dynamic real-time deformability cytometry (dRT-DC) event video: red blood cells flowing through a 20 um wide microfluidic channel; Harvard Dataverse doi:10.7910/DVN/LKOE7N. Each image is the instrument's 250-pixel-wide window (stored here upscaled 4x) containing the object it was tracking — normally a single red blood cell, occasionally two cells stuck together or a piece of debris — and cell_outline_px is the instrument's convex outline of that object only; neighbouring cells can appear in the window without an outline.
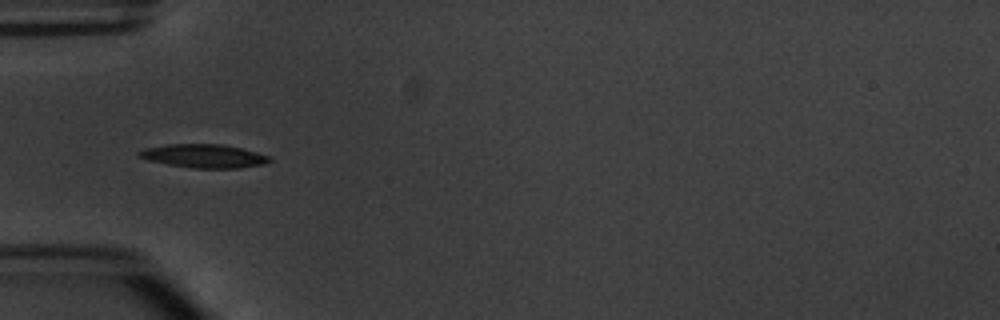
{"species": "common noctule bat (a hibernating species)", "species_latin": "Nyctalus noctula", "temperature_condition": "warm", "stored_images_in_passage": 8, "camera_frame_rate_fps": 3000, "um_per_image_px": 0.085, "animal": {"sex": "male", "body_mass_g": 20.1, "forearm_length_mm": 53.5}, "frame": {"image": 1, "passage_image": 5, "time_ms": 5.333, "image_size_px": [1000, 320], "cell_outline_px": [[272, 160], [264, 164], [240, 168], [192, 168], [168, 164], [148, 160], [136, 156], [136, 152], [144, 148], [168, 144], [220, 144], [240, 148], [256, 152], [268, 156]], "centroid_in_image_um": [17.28, 13.26], "position_along_channel_um": 67.7, "area_um2": 17.86}}
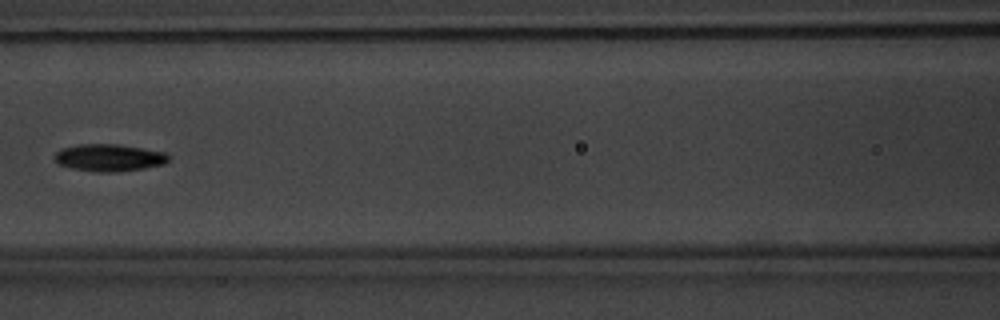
{"frame": {"image": 2, "passage_image": 7, "time_ms": 7.667, "image_size_px": [1000, 320], "cell_outline_px": [[168, 160], [164, 164], [144, 168], [116, 172], [96, 172], [72, 168], [56, 164], [56, 152], [64, 148], [80, 144], [116, 144], [164, 152], [168, 156]], "centroid_in_image_um": [9.26, 13.41], "position_along_channel_um": 157.3, "area_um2": 17.8}}
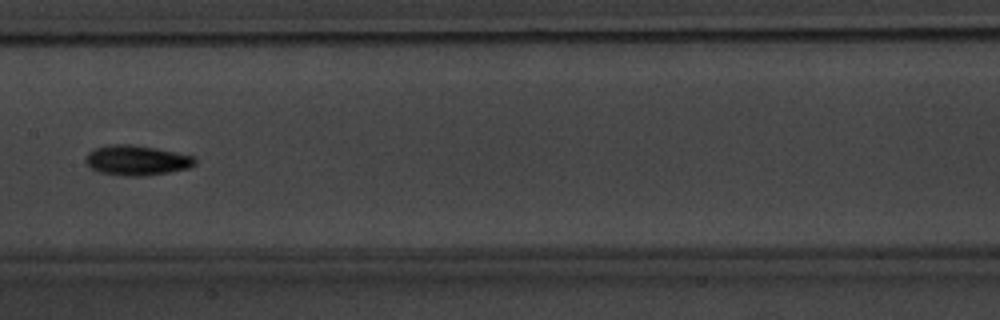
{"frame": {"image": 3, "passage_image": 8, "time_ms": 8.667, "image_size_px": [1000, 320], "cell_outline_px": [[196, 164], [188, 168], [168, 172], [144, 176], [124, 176], [100, 172], [92, 168], [84, 160], [88, 152], [92, 148], [108, 144], [128, 144], [156, 148], [196, 156]], "centroid_in_image_um": [11.62, 13.61], "position_along_channel_um": 195.8, "area_um2": 19.25}}